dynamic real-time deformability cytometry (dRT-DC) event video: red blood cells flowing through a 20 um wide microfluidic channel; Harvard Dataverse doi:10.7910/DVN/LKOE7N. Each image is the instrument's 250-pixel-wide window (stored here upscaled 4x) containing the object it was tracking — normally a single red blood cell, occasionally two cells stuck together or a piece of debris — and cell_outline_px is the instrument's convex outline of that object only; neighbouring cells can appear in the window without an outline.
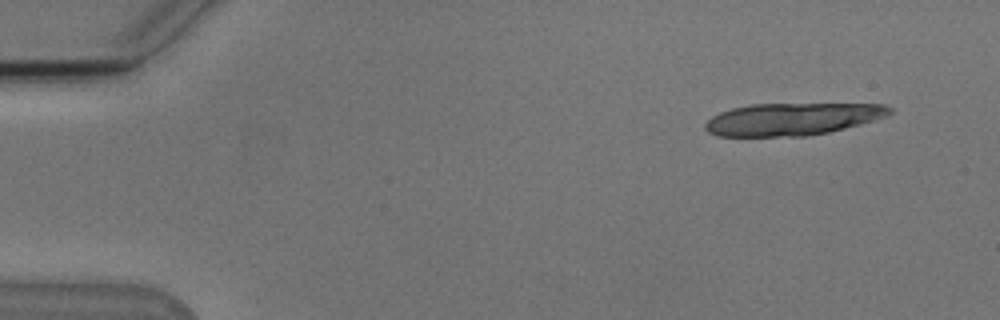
{"species": "Egyptian fruit bat (a non-hibernating species)", "species_latin": "Rousettus aegyptiacus", "temperature_condition": "cold", "stored_images_in_passage": 18, "camera_frame_rate_fps": 3000, "um_per_image_px": 0.085, "animal": {"sex": "male"}, "frame": {"image": 1, "passage_image": 4, "time_ms": 1.0, "image_size_px": [1000, 320], "cell_outline_px": [[892, 112], [884, 116], [860, 124], [828, 132], [804, 136], [716, 136], [708, 132], [704, 128], [704, 124], [712, 116], [720, 112], [732, 108], [752, 104], [884, 104], [892, 108]], "centroid_in_image_um": [67.29, 10.12], "position_along_channel_um": 17.7, "area_um2": 34.51}}